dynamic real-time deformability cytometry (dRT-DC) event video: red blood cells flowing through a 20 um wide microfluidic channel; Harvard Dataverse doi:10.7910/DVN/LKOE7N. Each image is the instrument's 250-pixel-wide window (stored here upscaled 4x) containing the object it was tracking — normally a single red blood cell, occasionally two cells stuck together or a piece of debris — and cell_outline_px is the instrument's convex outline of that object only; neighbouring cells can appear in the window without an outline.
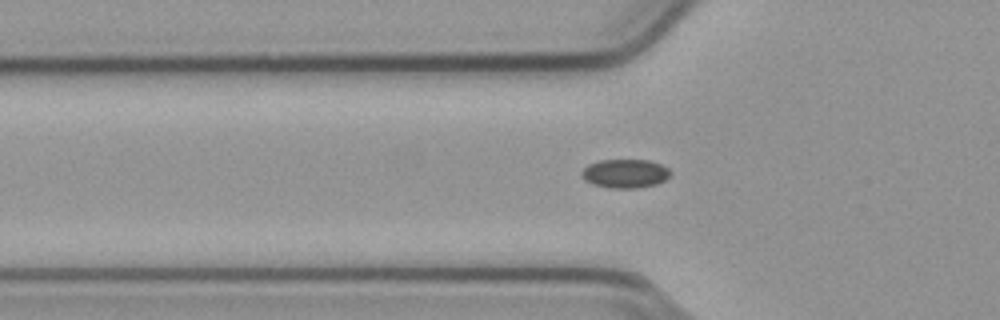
{"species": "common noctule bat (a hibernating species)", "species_latin": "Nyctalus noctula", "temperature_condition": "cold", "stored_images_in_passage": 40, "camera_frame_rate_fps": 3000, "um_per_image_px": 0.085, "animal": {"sex": "male", "body_mass_g": 23.1, "forearm_length_mm": 52.7}, "frame": {"image": 1, "passage_image": 3, "time_ms": 0.667, "image_size_px": [1000, 320], "cell_outline_px": [[672, 172], [664, 180], [656, 184], [636, 188], [608, 188], [592, 184], [584, 180], [580, 172], [588, 164], [600, 160], [648, 160], [660, 164], [668, 168]], "centroid_in_image_um": [53.1, 14.75], "position_along_channel_um": 72.7, "area_um2": 14.91}}
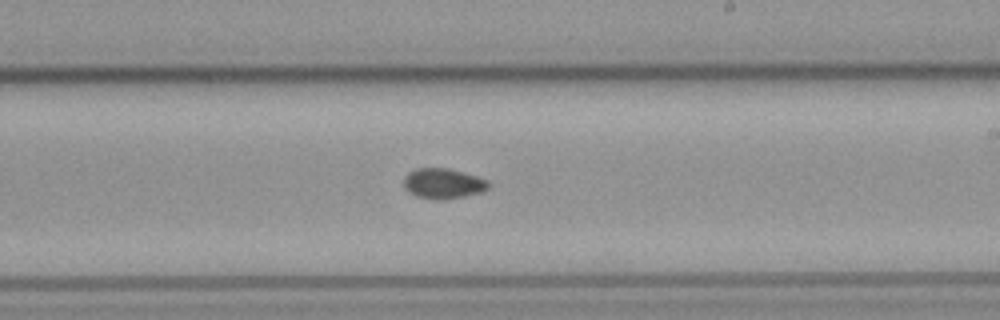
{"frame": {"image": 2, "passage_image": 17, "time_ms": 5.333, "image_size_px": [1000, 320], "cell_outline_px": [[488, 188], [480, 192], [464, 196], [444, 200], [432, 200], [416, 196], [408, 192], [404, 188], [404, 176], [408, 172], [416, 168], [448, 168], [464, 172], [488, 180]], "centroid_in_image_um": [37.62, 15.6], "position_along_channel_um": 251.4, "area_um2": 15.09}}
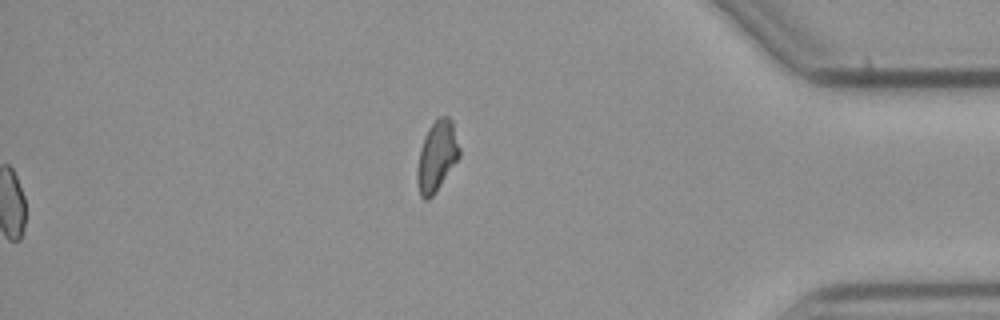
{"frame": {"image": 3, "passage_image": 40, "time_ms": 13.0, "image_size_px": [1000, 320], "cell_outline_px": [[460, 156], [432, 196], [428, 200], [424, 200], [420, 196], [416, 180], [416, 172], [420, 148], [428, 128], [440, 116], [448, 116], [452, 120], [460, 148]], "centroid_in_image_um": [37.12, 13.28], "position_along_channel_um": 398.1, "area_um2": 17.22}, "authors_computed_cell_mechanics": {"area_um2": 14.5078, "velocity_mm_per_s": 3.7991, "shape_relaxation_time_tau1_ms": null, "shape_relaxation_time_tau2_ms": 4.4281, "deformation_change_tau1": null, "deformation_change_tau2": 0.0609}}